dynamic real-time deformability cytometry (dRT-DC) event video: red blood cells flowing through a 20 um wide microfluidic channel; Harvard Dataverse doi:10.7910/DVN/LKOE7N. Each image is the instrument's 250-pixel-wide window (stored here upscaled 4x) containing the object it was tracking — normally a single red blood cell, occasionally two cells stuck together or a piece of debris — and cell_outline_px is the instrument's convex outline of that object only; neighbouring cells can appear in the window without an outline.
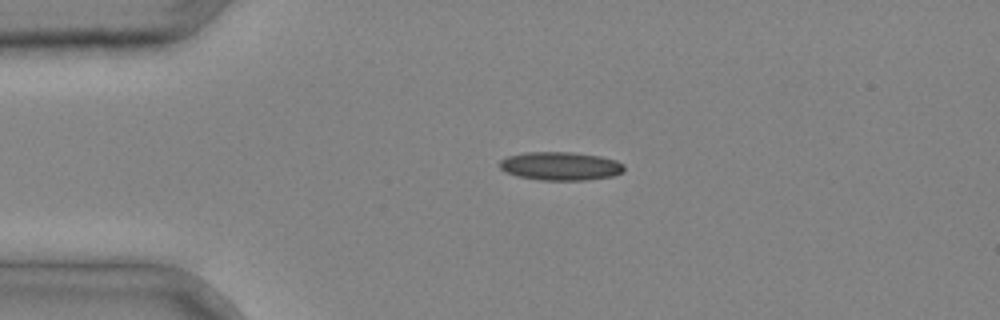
{"species": "common noctule bat (a hibernating species)", "species_latin": "Nyctalus noctula", "temperature_condition": "cold", "stored_images_in_passage": 2, "camera_frame_rate_fps": 3000, "um_per_image_px": 0.085, "animal": {"sex": "male", "body_mass_g": 20.4}, "frame": {"image": 1, "passage_image": 1, "time_ms": 0.0, "image_size_px": [1000, 320], "cell_outline_px": [[624, 172], [612, 176], [584, 180], [540, 180], [516, 176], [504, 172], [496, 164], [500, 160], [508, 156], [524, 152], [572, 152], [600, 156], [616, 160], [624, 164]], "centroid_in_image_um": [47.6, 14.11], "position_along_channel_um": 37.4, "area_um2": 20.87}}
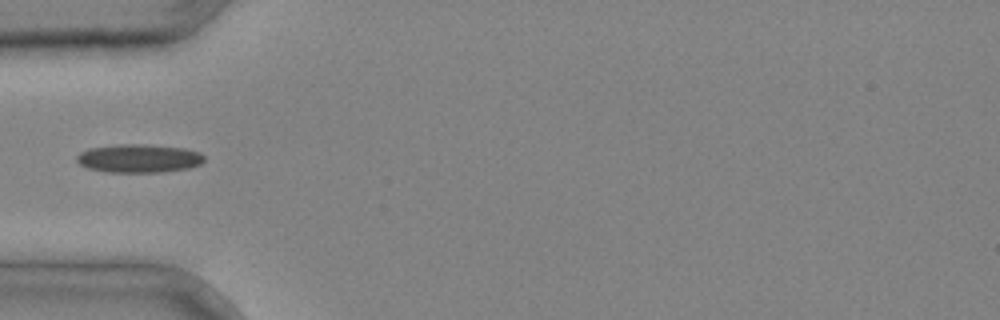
{"frame": {"image": 2, "passage_image": 2, "time_ms": 0.333, "image_size_px": [1000, 320], "cell_outline_px": [[204, 160], [200, 164], [188, 168], [160, 172], [104, 172], [88, 168], [80, 164], [76, 160], [76, 156], [80, 152], [88, 148], [120, 144], [144, 144], [184, 148], [200, 152], [204, 156]], "centroid_in_image_um": [11.78, 13.46], "position_along_channel_um": 73.2, "area_um2": 21.15}}